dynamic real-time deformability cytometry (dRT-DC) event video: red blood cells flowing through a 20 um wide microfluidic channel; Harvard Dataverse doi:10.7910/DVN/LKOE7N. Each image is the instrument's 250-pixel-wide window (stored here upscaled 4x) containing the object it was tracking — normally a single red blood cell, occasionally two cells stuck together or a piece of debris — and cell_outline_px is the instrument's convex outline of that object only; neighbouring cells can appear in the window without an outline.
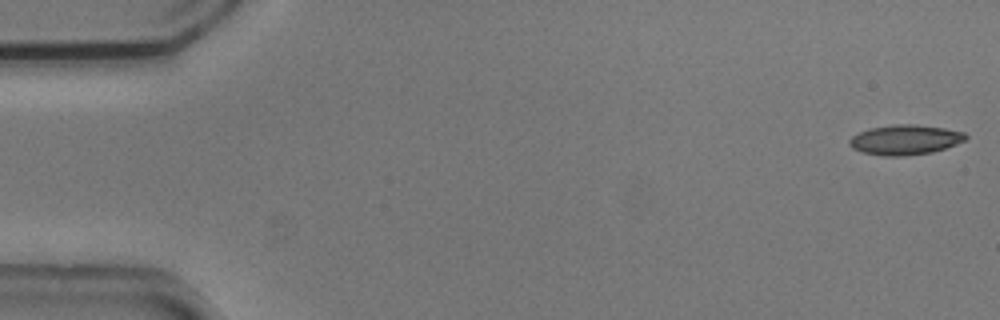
{"species": "common noctule bat (a hibernating species)", "species_latin": "Nyctalus noctula", "temperature_condition": "cold", "stored_images_in_passage": 54, "camera_frame_rate_fps": 3000, "um_per_image_px": 0.085, "animal": {"sex": "male", "body_mass_g": 20.5, "forearm_length_mm": 52.5}, "frame": {"image": 1, "passage_image": 1, "time_ms": 0.0, "image_size_px": [1000, 320], "cell_outline_px": [[968, 136], [964, 140], [956, 144], [932, 152], [904, 156], [884, 156], [864, 152], [852, 148], [848, 144], [848, 140], [852, 136], [868, 128], [892, 124], [916, 124], [944, 128], [964, 132]], "centroid_in_image_um": [76.91, 11.87], "position_along_channel_um": 8.1, "area_um2": 20.29}}
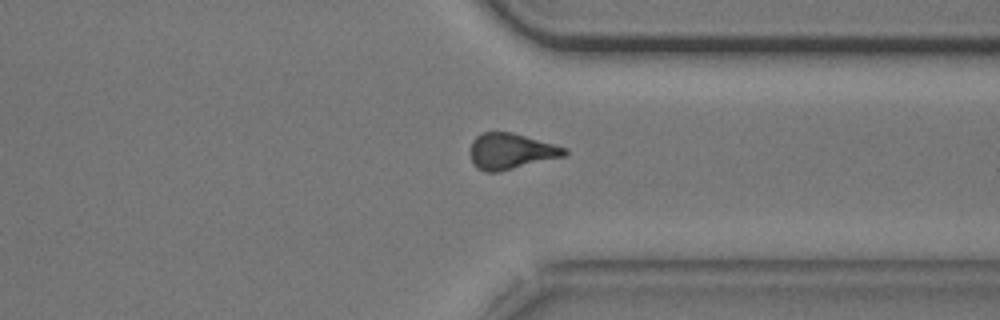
{"frame": {"image": 2, "passage_image": 41, "time_ms": 13.333, "image_size_px": [1000, 320], "cell_outline_px": [[568, 152], [564, 156], [496, 172], [484, 172], [476, 168], [472, 164], [468, 148], [472, 140], [480, 132], [512, 132], [568, 148]], "centroid_in_image_um": [43.36, 12.85], "position_along_channel_um": 368.0, "area_um2": 19.88}}
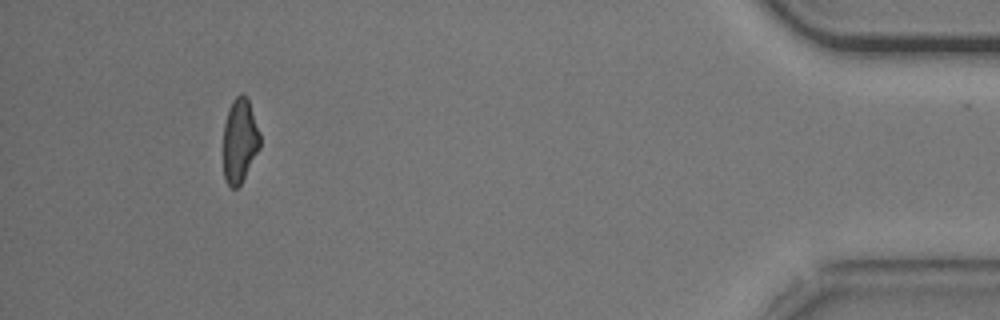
{"frame": {"image": 3, "passage_image": 50, "time_ms": 16.333, "image_size_px": [1000, 320], "cell_outline_px": [[260, 148], [240, 184], [236, 188], [232, 188], [224, 180], [224, 124], [228, 108], [232, 100], [240, 92], [244, 92], [248, 100], [260, 132]], "centroid_in_image_um": [20.37, 11.91], "position_along_channel_um": 414.8, "area_um2": 18.03}, "authors_computed_cell_mechanics": {"area_um2": 20.2878, "velocity_mm_per_s": 3.7198, "shape_relaxation_time_tau1_ms": 5.002, "shape_relaxation_time_tau2_ms": 5.8982, "deformation_change_tau1": 0.1158, "deformation_change_tau2": 0.1205}}